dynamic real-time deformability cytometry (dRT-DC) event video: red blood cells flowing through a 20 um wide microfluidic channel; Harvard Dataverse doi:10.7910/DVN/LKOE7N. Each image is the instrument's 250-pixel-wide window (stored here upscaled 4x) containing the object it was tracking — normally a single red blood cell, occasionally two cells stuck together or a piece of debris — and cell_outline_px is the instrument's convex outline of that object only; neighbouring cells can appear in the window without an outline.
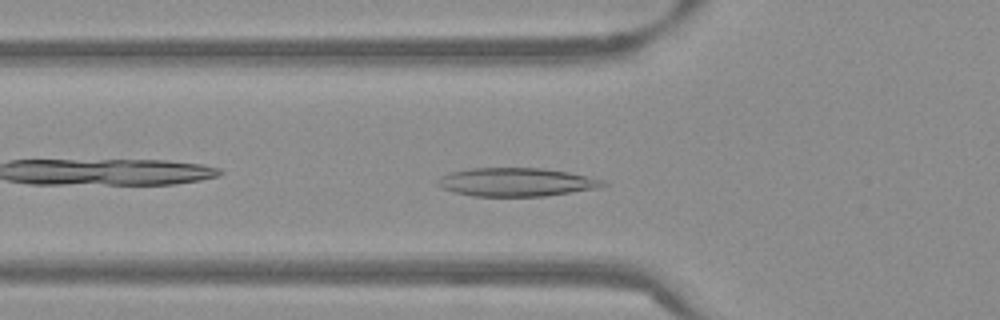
{"species": "Egyptian fruit bat (a non-hibernating species)", "species_latin": "Rousettus aegyptiacus", "temperature_condition": "warm", "stored_images_in_passage": 40, "camera_frame_rate_fps": 3000, "um_per_image_px": 0.085, "frame": {"image": 1, "passage_image": 5, "time_ms": 1.333, "image_size_px": [1000, 320], "cell_outline_px": [[608, 184], [600, 188], [544, 196], [476, 196], [452, 192], [440, 188], [436, 184], [436, 180], [440, 176], [452, 172], [472, 168], [540, 168], [568, 172], [604, 180]], "centroid_in_image_um": [43.86, 15.48], "position_along_channel_um": 81.9, "area_um2": 27.46}}
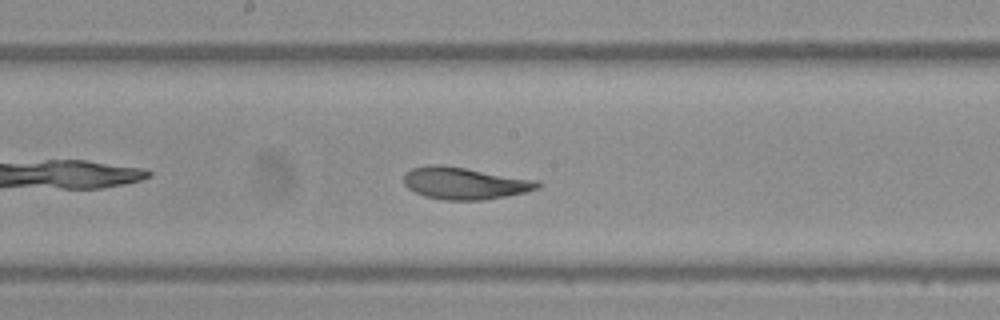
{"frame": {"image": 2, "passage_image": 15, "time_ms": 4.667, "image_size_px": [1000, 320], "cell_outline_px": [[540, 188], [524, 192], [484, 200], [444, 200], [424, 196], [408, 188], [404, 184], [404, 172], [412, 168], [428, 164], [444, 164], [540, 180]], "centroid_in_image_um": [39.49, 15.55], "position_along_channel_um": 208.7, "area_um2": 25.32}}
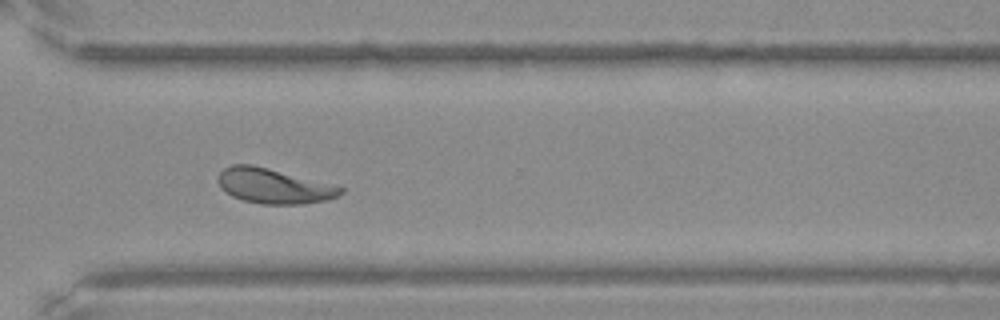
{"frame": {"image": 3, "passage_image": 26, "time_ms": 8.333, "image_size_px": [1000, 320], "cell_outline_px": [[344, 192], [340, 196], [328, 200], [300, 204], [260, 204], [244, 200], [232, 196], [220, 188], [216, 180], [216, 176], [224, 168], [232, 164], [252, 164], [336, 184], [344, 188]], "centroid_in_image_um": [23.29, 15.8], "position_along_channel_um": 347.3, "area_um2": 25.49}, "authors_computed_cell_mechanics": {"area_um2": 25.2297, "velocity_mm_per_s": 3.7809, "shape_relaxation_time_tau1_ms": 5.0134, "shape_relaxation_time_tau2_ms": 1.9262, "deformation_change_tau1": 0.1698, "deformation_change_tau2": 0.0801}}